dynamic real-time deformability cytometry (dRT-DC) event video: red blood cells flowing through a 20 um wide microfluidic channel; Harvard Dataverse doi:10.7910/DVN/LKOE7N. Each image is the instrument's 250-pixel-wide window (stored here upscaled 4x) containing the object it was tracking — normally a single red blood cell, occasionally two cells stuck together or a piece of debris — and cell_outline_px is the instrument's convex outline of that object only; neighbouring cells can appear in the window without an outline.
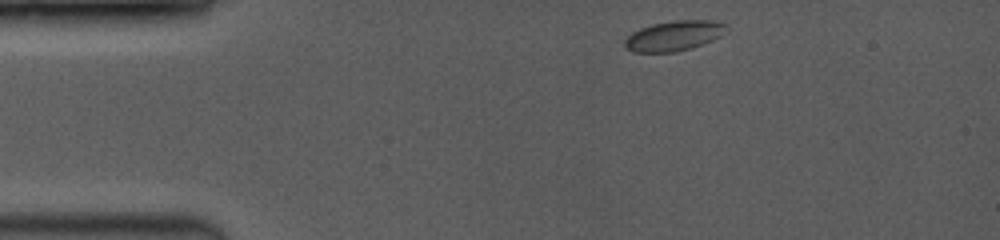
{"species": "common noctule bat (a hibernating species)", "species_latin": "Nyctalus noctula", "temperature_condition": "room temperature", "stored_images_in_passage": 47, "camera_frame_rate_fps": 3500, "um_per_image_px": 0.085, "animal": {"sex": "female", "body_mass_g": 19.0, "forearm_length_mm": 53.3}, "frame": {"image": 1, "passage_image": 1, "time_ms": 0.0, "image_size_px": [1000, 240], "cell_outline_px": [[728, 28], [720, 36], [712, 40], [692, 48], [676, 52], [632, 52], [624, 48], [624, 40], [632, 32], [640, 28], [652, 24], [676, 20], [708, 20], [724, 24]], "centroid_in_image_um": [57.24, 3.05], "position_along_channel_um": 27.8, "area_um2": 17.8}}
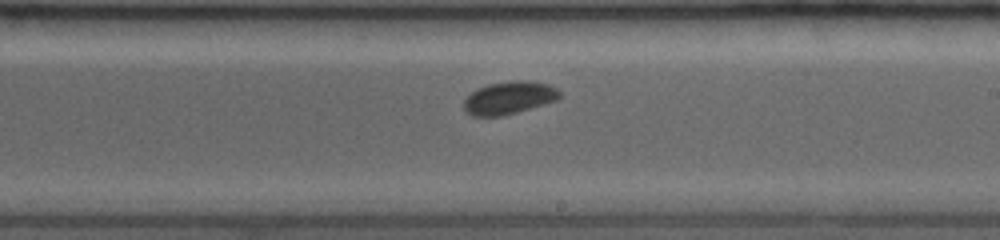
{"frame": {"image": 2, "passage_image": 27, "time_ms": 6.857, "image_size_px": [1000, 240], "cell_outline_px": [[560, 96], [556, 100], [544, 104], [516, 112], [500, 116], [472, 116], [464, 108], [464, 100], [476, 88], [488, 84], [512, 80], [528, 80], [548, 84], [556, 88], [560, 92]], "centroid_in_image_um": [43.26, 8.3], "position_along_channel_um": 245.7, "area_um2": 18.15}}
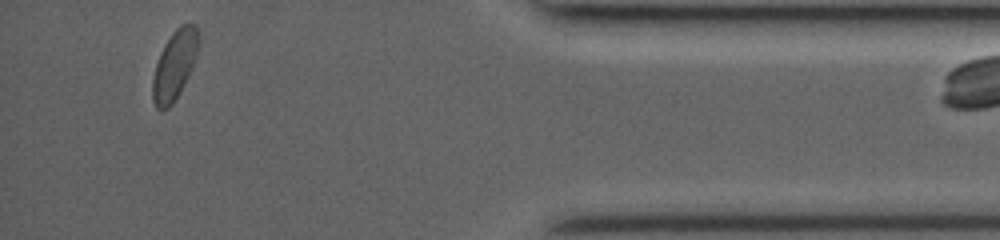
{"frame": {"image": 3, "passage_image": 46, "time_ms": 12.0, "image_size_px": [1000, 240], "cell_outline_px": [[196, 52], [192, 64], [172, 104], [168, 108], [160, 112], [156, 108], [152, 100], [152, 80], [156, 64], [160, 52], [164, 44], [172, 32], [180, 24], [196, 24]], "centroid_in_image_um": [14.75, 5.56], "position_along_channel_um": 420.5, "area_um2": 17.69}}